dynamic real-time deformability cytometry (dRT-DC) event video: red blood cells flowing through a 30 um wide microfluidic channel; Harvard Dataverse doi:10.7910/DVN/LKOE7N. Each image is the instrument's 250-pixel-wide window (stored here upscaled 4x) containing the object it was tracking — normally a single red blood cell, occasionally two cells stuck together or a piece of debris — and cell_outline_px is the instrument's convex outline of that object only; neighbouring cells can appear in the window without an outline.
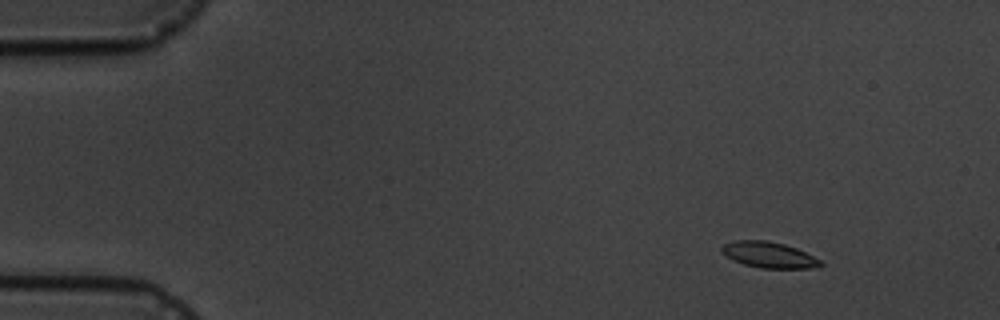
{"species": "common noctule bat (a hibernating species)", "species_latin": "Nyctalus noctula", "temperature_condition": "cold", "stored_images_in_passage": 5, "camera_frame_rate_fps": 3000, "um_per_image_px": 0.085, "animal": {"sex": "male", "body_mass_g": 19.5, "forearm_length_mm": 54.6}, "frame": {"image": 1, "passage_image": 1, "time_ms": 0.0, "image_size_px": [1000, 320], "cell_outline_px": [[824, 264], [820, 268], [760, 268], [744, 264], [732, 260], [720, 252], [720, 248], [724, 244], [736, 240], [764, 240], [784, 244], [796, 248], [820, 260]], "centroid_in_image_um": [65.34, 21.67], "position_along_channel_um": 19.7, "area_um2": 14.97}}
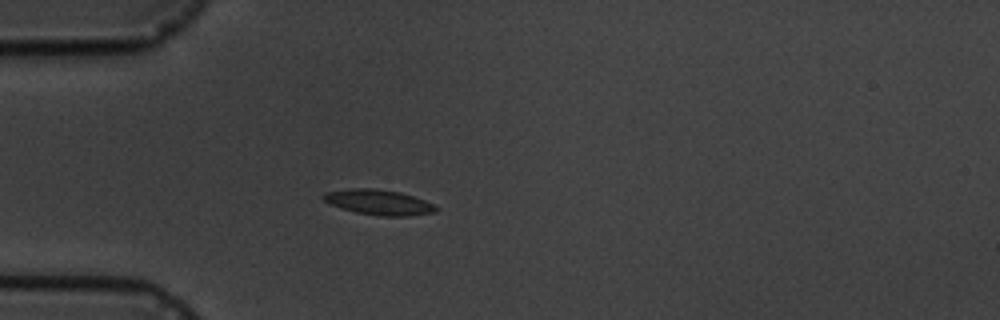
{"frame": {"image": 2, "passage_image": 4, "time_ms": 3.333, "image_size_px": [1000, 320], "cell_outline_px": [[436, 212], [408, 216], [380, 216], [356, 212], [332, 204], [324, 200], [320, 196], [324, 192], [352, 188], [376, 188], [400, 192], [424, 200], [432, 204], [436, 208]], "centroid_in_image_um": [32.17, 17.18], "position_along_channel_um": 52.8, "area_um2": 16.36}}